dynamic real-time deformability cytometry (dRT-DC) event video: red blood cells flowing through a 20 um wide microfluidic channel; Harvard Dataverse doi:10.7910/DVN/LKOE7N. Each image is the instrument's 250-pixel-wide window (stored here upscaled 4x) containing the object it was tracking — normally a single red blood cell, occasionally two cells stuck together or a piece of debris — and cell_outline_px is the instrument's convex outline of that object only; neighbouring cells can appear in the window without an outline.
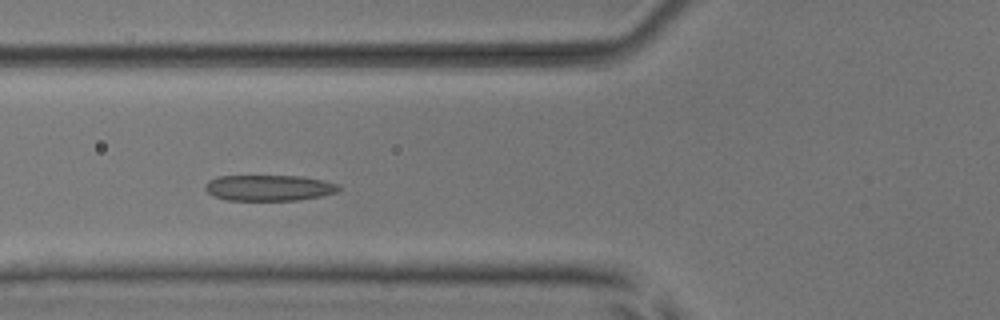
{"species": "common noctule bat (a hibernating species)", "species_latin": "Nyctalus noctula", "temperature_condition": "room temperature", "stored_images_in_passage": 6, "camera_frame_rate_fps": 3000, "um_per_image_px": 0.085, "animal": {"sex": "male", "body_mass_g": 17.9, "forearm_length_mm": 54.2}, "frame": {"image": 1, "passage_image": 4, "time_ms": 3.333, "image_size_px": [1000, 320], "cell_outline_px": [[340, 188], [336, 192], [324, 196], [300, 200], [228, 200], [212, 196], [204, 188], [204, 184], [208, 180], [220, 176], [300, 176], [340, 184]], "centroid_in_image_um": [22.85, 15.97], "position_along_channel_um": 102.9, "area_um2": 20.23}}
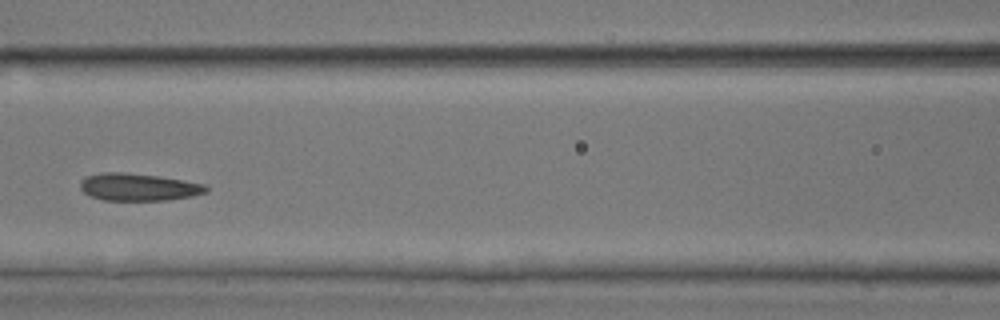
{"frame": {"image": 2, "passage_image": 5, "time_ms": 4.667, "image_size_px": [1000, 320], "cell_outline_px": [[208, 192], [192, 196], [164, 200], [104, 200], [92, 196], [84, 192], [80, 188], [80, 180], [84, 176], [104, 172], [124, 172], [156, 176], [184, 180], [204, 184], [208, 188]], "centroid_in_image_um": [11.75, 15.89], "position_along_channel_um": 154.9, "area_um2": 20.0}}
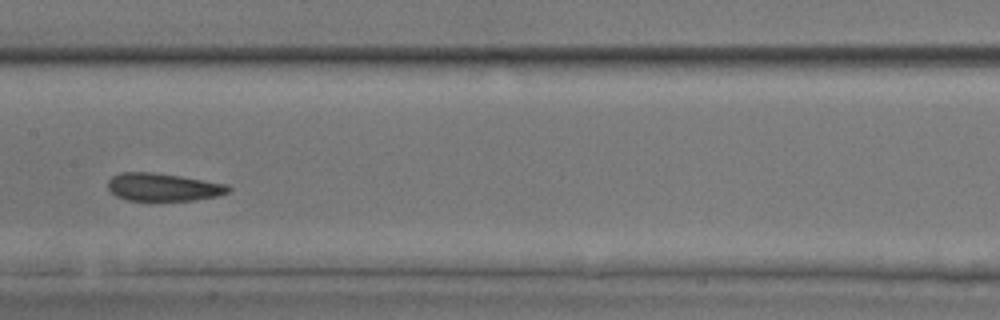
{"frame": {"image": 3, "passage_image": 6, "time_ms": 5.667, "image_size_px": [1000, 320], "cell_outline_px": [[232, 188], [228, 192], [216, 196], [192, 200], [128, 200], [116, 196], [108, 188], [108, 180], [112, 176], [120, 172], [152, 172], [180, 176], [228, 184]], "centroid_in_image_um": [13.86, 15.89], "position_along_channel_um": 193.5, "area_um2": 19.42}}